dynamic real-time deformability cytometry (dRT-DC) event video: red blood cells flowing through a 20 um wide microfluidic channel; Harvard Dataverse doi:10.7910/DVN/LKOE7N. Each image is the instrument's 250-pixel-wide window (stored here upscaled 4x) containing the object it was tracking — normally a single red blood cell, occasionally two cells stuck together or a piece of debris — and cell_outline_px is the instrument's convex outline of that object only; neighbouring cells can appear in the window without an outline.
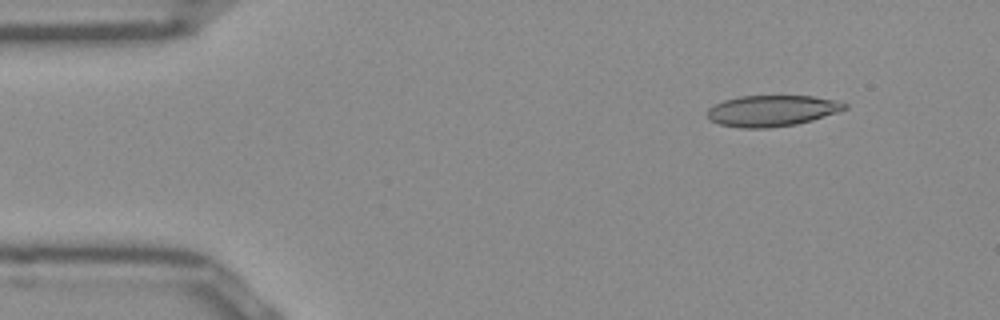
{"species": "Egyptian fruit bat (a non-hibernating species)", "species_latin": "Rousettus aegyptiacus", "temperature_condition": "room temperature", "stored_images_in_passage": 11, "camera_frame_rate_fps": 3000, "um_per_image_px": 0.085, "frame": {"image": 1, "passage_image": 5, "time_ms": 1.333, "image_size_px": [1000, 320], "cell_outline_px": [[848, 108], [812, 120], [796, 124], [768, 128], [740, 128], [720, 124], [708, 120], [708, 108], [724, 100], [740, 96], [812, 96], [836, 100], [848, 104]], "centroid_in_image_um": [65.6, 9.41], "position_along_channel_um": 19.4, "area_um2": 24.8}}